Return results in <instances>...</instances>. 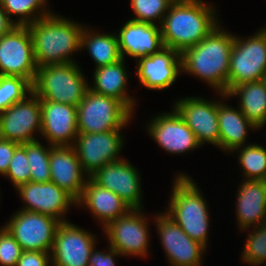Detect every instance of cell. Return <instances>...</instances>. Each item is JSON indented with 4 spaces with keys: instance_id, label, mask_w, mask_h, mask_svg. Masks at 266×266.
I'll return each mask as SVG.
<instances>
[{
    "instance_id": "obj_1",
    "label": "cell",
    "mask_w": 266,
    "mask_h": 266,
    "mask_svg": "<svg viewBox=\"0 0 266 266\" xmlns=\"http://www.w3.org/2000/svg\"><path fill=\"white\" fill-rule=\"evenodd\" d=\"M235 36L214 28L198 44L181 53V69L194 74L226 97L231 49Z\"/></svg>"
},
{
    "instance_id": "obj_2",
    "label": "cell",
    "mask_w": 266,
    "mask_h": 266,
    "mask_svg": "<svg viewBox=\"0 0 266 266\" xmlns=\"http://www.w3.org/2000/svg\"><path fill=\"white\" fill-rule=\"evenodd\" d=\"M202 0H174L164 16L161 34L164 46L180 54L198 44L217 25L215 11Z\"/></svg>"
},
{
    "instance_id": "obj_3",
    "label": "cell",
    "mask_w": 266,
    "mask_h": 266,
    "mask_svg": "<svg viewBox=\"0 0 266 266\" xmlns=\"http://www.w3.org/2000/svg\"><path fill=\"white\" fill-rule=\"evenodd\" d=\"M28 28L37 67L74 62L69 56L81 48L82 25L50 14Z\"/></svg>"
},
{
    "instance_id": "obj_4",
    "label": "cell",
    "mask_w": 266,
    "mask_h": 266,
    "mask_svg": "<svg viewBox=\"0 0 266 266\" xmlns=\"http://www.w3.org/2000/svg\"><path fill=\"white\" fill-rule=\"evenodd\" d=\"M170 206L166 214L194 241L206 247L209 215L207 203L196 184L186 175L175 179Z\"/></svg>"
},
{
    "instance_id": "obj_5",
    "label": "cell",
    "mask_w": 266,
    "mask_h": 266,
    "mask_svg": "<svg viewBox=\"0 0 266 266\" xmlns=\"http://www.w3.org/2000/svg\"><path fill=\"white\" fill-rule=\"evenodd\" d=\"M83 74L74 62L38 67L32 84L40 100L78 106L89 89Z\"/></svg>"
},
{
    "instance_id": "obj_6",
    "label": "cell",
    "mask_w": 266,
    "mask_h": 266,
    "mask_svg": "<svg viewBox=\"0 0 266 266\" xmlns=\"http://www.w3.org/2000/svg\"><path fill=\"white\" fill-rule=\"evenodd\" d=\"M132 112L118 99L97 94L90 89L77 106L78 133L121 130Z\"/></svg>"
},
{
    "instance_id": "obj_7",
    "label": "cell",
    "mask_w": 266,
    "mask_h": 266,
    "mask_svg": "<svg viewBox=\"0 0 266 266\" xmlns=\"http://www.w3.org/2000/svg\"><path fill=\"white\" fill-rule=\"evenodd\" d=\"M266 72V33L262 29L248 40L235 36L231 49L227 92L235 85L262 80Z\"/></svg>"
},
{
    "instance_id": "obj_8",
    "label": "cell",
    "mask_w": 266,
    "mask_h": 266,
    "mask_svg": "<svg viewBox=\"0 0 266 266\" xmlns=\"http://www.w3.org/2000/svg\"><path fill=\"white\" fill-rule=\"evenodd\" d=\"M37 69L29 28L15 25L0 37V75L20 76L33 84Z\"/></svg>"
},
{
    "instance_id": "obj_9",
    "label": "cell",
    "mask_w": 266,
    "mask_h": 266,
    "mask_svg": "<svg viewBox=\"0 0 266 266\" xmlns=\"http://www.w3.org/2000/svg\"><path fill=\"white\" fill-rule=\"evenodd\" d=\"M60 223L49 215L21 210L11 217L5 228L23 251L51 252L55 232Z\"/></svg>"
},
{
    "instance_id": "obj_10",
    "label": "cell",
    "mask_w": 266,
    "mask_h": 266,
    "mask_svg": "<svg viewBox=\"0 0 266 266\" xmlns=\"http://www.w3.org/2000/svg\"><path fill=\"white\" fill-rule=\"evenodd\" d=\"M120 130L100 133H78L73 148L81 164L82 170L89 177L104 165L117 162L118 153L123 145Z\"/></svg>"
},
{
    "instance_id": "obj_11",
    "label": "cell",
    "mask_w": 266,
    "mask_h": 266,
    "mask_svg": "<svg viewBox=\"0 0 266 266\" xmlns=\"http://www.w3.org/2000/svg\"><path fill=\"white\" fill-rule=\"evenodd\" d=\"M30 95L0 113V138L18 144L38 141L33 132H41V100L33 91Z\"/></svg>"
},
{
    "instance_id": "obj_12",
    "label": "cell",
    "mask_w": 266,
    "mask_h": 266,
    "mask_svg": "<svg viewBox=\"0 0 266 266\" xmlns=\"http://www.w3.org/2000/svg\"><path fill=\"white\" fill-rule=\"evenodd\" d=\"M140 209H131L125 215L108 223L104 230L109 236L110 247L121 255H146L148 230L146 218Z\"/></svg>"
},
{
    "instance_id": "obj_13",
    "label": "cell",
    "mask_w": 266,
    "mask_h": 266,
    "mask_svg": "<svg viewBox=\"0 0 266 266\" xmlns=\"http://www.w3.org/2000/svg\"><path fill=\"white\" fill-rule=\"evenodd\" d=\"M95 236L65 221L55 232L51 249L54 266H88Z\"/></svg>"
},
{
    "instance_id": "obj_14",
    "label": "cell",
    "mask_w": 266,
    "mask_h": 266,
    "mask_svg": "<svg viewBox=\"0 0 266 266\" xmlns=\"http://www.w3.org/2000/svg\"><path fill=\"white\" fill-rule=\"evenodd\" d=\"M156 222L163 248L172 266H201L202 252L206 247L192 240L166 213L159 214Z\"/></svg>"
},
{
    "instance_id": "obj_15",
    "label": "cell",
    "mask_w": 266,
    "mask_h": 266,
    "mask_svg": "<svg viewBox=\"0 0 266 266\" xmlns=\"http://www.w3.org/2000/svg\"><path fill=\"white\" fill-rule=\"evenodd\" d=\"M16 190L27 204L22 210L49 215L60 222H65L62 215L66 213L68 207L71 204H77L70 194L51 181L28 182L20 185Z\"/></svg>"
},
{
    "instance_id": "obj_16",
    "label": "cell",
    "mask_w": 266,
    "mask_h": 266,
    "mask_svg": "<svg viewBox=\"0 0 266 266\" xmlns=\"http://www.w3.org/2000/svg\"><path fill=\"white\" fill-rule=\"evenodd\" d=\"M193 131L200 145L209 142L219 147L218 103L201 98H185L174 106Z\"/></svg>"
},
{
    "instance_id": "obj_17",
    "label": "cell",
    "mask_w": 266,
    "mask_h": 266,
    "mask_svg": "<svg viewBox=\"0 0 266 266\" xmlns=\"http://www.w3.org/2000/svg\"><path fill=\"white\" fill-rule=\"evenodd\" d=\"M90 178L122 198L132 209H140L141 185L136 168L126 160L104 165Z\"/></svg>"
},
{
    "instance_id": "obj_18",
    "label": "cell",
    "mask_w": 266,
    "mask_h": 266,
    "mask_svg": "<svg viewBox=\"0 0 266 266\" xmlns=\"http://www.w3.org/2000/svg\"><path fill=\"white\" fill-rule=\"evenodd\" d=\"M41 133L51 146H72L78 135L77 107L41 100Z\"/></svg>"
},
{
    "instance_id": "obj_19",
    "label": "cell",
    "mask_w": 266,
    "mask_h": 266,
    "mask_svg": "<svg viewBox=\"0 0 266 266\" xmlns=\"http://www.w3.org/2000/svg\"><path fill=\"white\" fill-rule=\"evenodd\" d=\"M153 120L149 132L165 151L180 154L200 146L193 131L175 109Z\"/></svg>"
},
{
    "instance_id": "obj_20",
    "label": "cell",
    "mask_w": 266,
    "mask_h": 266,
    "mask_svg": "<svg viewBox=\"0 0 266 266\" xmlns=\"http://www.w3.org/2000/svg\"><path fill=\"white\" fill-rule=\"evenodd\" d=\"M137 75L140 83L148 89L163 90L171 86L181 68V54L164 47L156 54L138 59Z\"/></svg>"
},
{
    "instance_id": "obj_21",
    "label": "cell",
    "mask_w": 266,
    "mask_h": 266,
    "mask_svg": "<svg viewBox=\"0 0 266 266\" xmlns=\"http://www.w3.org/2000/svg\"><path fill=\"white\" fill-rule=\"evenodd\" d=\"M50 147V181L65 190L76 201L81 197L84 181L83 170L73 146Z\"/></svg>"
},
{
    "instance_id": "obj_22",
    "label": "cell",
    "mask_w": 266,
    "mask_h": 266,
    "mask_svg": "<svg viewBox=\"0 0 266 266\" xmlns=\"http://www.w3.org/2000/svg\"><path fill=\"white\" fill-rule=\"evenodd\" d=\"M120 55L137 59L156 54L165 46L162 39L161 28L156 24L129 20L121 28L117 36Z\"/></svg>"
},
{
    "instance_id": "obj_23",
    "label": "cell",
    "mask_w": 266,
    "mask_h": 266,
    "mask_svg": "<svg viewBox=\"0 0 266 266\" xmlns=\"http://www.w3.org/2000/svg\"><path fill=\"white\" fill-rule=\"evenodd\" d=\"M76 203L85 204L93 215L101 220L104 227L132 209L122 198L99 186L90 177L86 180L81 197Z\"/></svg>"
},
{
    "instance_id": "obj_24",
    "label": "cell",
    "mask_w": 266,
    "mask_h": 266,
    "mask_svg": "<svg viewBox=\"0 0 266 266\" xmlns=\"http://www.w3.org/2000/svg\"><path fill=\"white\" fill-rule=\"evenodd\" d=\"M237 196V216L241 229L266 222V181H244Z\"/></svg>"
},
{
    "instance_id": "obj_25",
    "label": "cell",
    "mask_w": 266,
    "mask_h": 266,
    "mask_svg": "<svg viewBox=\"0 0 266 266\" xmlns=\"http://www.w3.org/2000/svg\"><path fill=\"white\" fill-rule=\"evenodd\" d=\"M219 147L228 152L244 145L247 129H257L241 110L218 103Z\"/></svg>"
},
{
    "instance_id": "obj_26",
    "label": "cell",
    "mask_w": 266,
    "mask_h": 266,
    "mask_svg": "<svg viewBox=\"0 0 266 266\" xmlns=\"http://www.w3.org/2000/svg\"><path fill=\"white\" fill-rule=\"evenodd\" d=\"M123 61L122 58L116 63L96 68L94 71V86H89V89L97 94L118 99L132 112L134 100L125 91L128 79Z\"/></svg>"
},
{
    "instance_id": "obj_27",
    "label": "cell",
    "mask_w": 266,
    "mask_h": 266,
    "mask_svg": "<svg viewBox=\"0 0 266 266\" xmlns=\"http://www.w3.org/2000/svg\"><path fill=\"white\" fill-rule=\"evenodd\" d=\"M240 96L239 109L257 128L266 122V86L263 80L233 86L227 97Z\"/></svg>"
},
{
    "instance_id": "obj_28",
    "label": "cell",
    "mask_w": 266,
    "mask_h": 266,
    "mask_svg": "<svg viewBox=\"0 0 266 266\" xmlns=\"http://www.w3.org/2000/svg\"><path fill=\"white\" fill-rule=\"evenodd\" d=\"M84 28L81 35V48L87 47L92 58L96 62V68L116 63L122 57L119 51L117 35L92 34Z\"/></svg>"
},
{
    "instance_id": "obj_29",
    "label": "cell",
    "mask_w": 266,
    "mask_h": 266,
    "mask_svg": "<svg viewBox=\"0 0 266 266\" xmlns=\"http://www.w3.org/2000/svg\"><path fill=\"white\" fill-rule=\"evenodd\" d=\"M26 156L30 166V182H50V148L45 149L39 141L26 143Z\"/></svg>"
},
{
    "instance_id": "obj_30",
    "label": "cell",
    "mask_w": 266,
    "mask_h": 266,
    "mask_svg": "<svg viewBox=\"0 0 266 266\" xmlns=\"http://www.w3.org/2000/svg\"><path fill=\"white\" fill-rule=\"evenodd\" d=\"M239 162L247 180L266 181V149L257 144L242 148Z\"/></svg>"
},
{
    "instance_id": "obj_31",
    "label": "cell",
    "mask_w": 266,
    "mask_h": 266,
    "mask_svg": "<svg viewBox=\"0 0 266 266\" xmlns=\"http://www.w3.org/2000/svg\"><path fill=\"white\" fill-rule=\"evenodd\" d=\"M26 92H32V84L27 79L0 75V113L14 103L22 101L26 97Z\"/></svg>"
},
{
    "instance_id": "obj_32",
    "label": "cell",
    "mask_w": 266,
    "mask_h": 266,
    "mask_svg": "<svg viewBox=\"0 0 266 266\" xmlns=\"http://www.w3.org/2000/svg\"><path fill=\"white\" fill-rule=\"evenodd\" d=\"M3 9L6 11V14L8 17H10V14H18L21 18L18 20V22H15V25H21V26H28L29 24H32L34 21L39 20L40 18L46 17L50 15L51 13L46 12V9L44 7L46 0H0ZM40 7L44 10L42 12L39 11V17L38 15L34 17L35 11L40 9ZM31 15L33 17H31ZM33 18V19H32Z\"/></svg>"
},
{
    "instance_id": "obj_33",
    "label": "cell",
    "mask_w": 266,
    "mask_h": 266,
    "mask_svg": "<svg viewBox=\"0 0 266 266\" xmlns=\"http://www.w3.org/2000/svg\"><path fill=\"white\" fill-rule=\"evenodd\" d=\"M174 0H131V7L136 15L133 21L155 24L154 19L161 18L162 24L165 12ZM164 13V14H163Z\"/></svg>"
},
{
    "instance_id": "obj_34",
    "label": "cell",
    "mask_w": 266,
    "mask_h": 266,
    "mask_svg": "<svg viewBox=\"0 0 266 266\" xmlns=\"http://www.w3.org/2000/svg\"><path fill=\"white\" fill-rule=\"evenodd\" d=\"M258 228V229H257ZM255 227V232L249 238L243 251V261L252 265L266 262V222Z\"/></svg>"
},
{
    "instance_id": "obj_35",
    "label": "cell",
    "mask_w": 266,
    "mask_h": 266,
    "mask_svg": "<svg viewBox=\"0 0 266 266\" xmlns=\"http://www.w3.org/2000/svg\"><path fill=\"white\" fill-rule=\"evenodd\" d=\"M30 166L26 156V143L20 144L13 154L6 176L11 179L16 189L30 182Z\"/></svg>"
},
{
    "instance_id": "obj_36",
    "label": "cell",
    "mask_w": 266,
    "mask_h": 266,
    "mask_svg": "<svg viewBox=\"0 0 266 266\" xmlns=\"http://www.w3.org/2000/svg\"><path fill=\"white\" fill-rule=\"evenodd\" d=\"M23 252L22 247L3 227L0 229V265L2 266H16L18 259Z\"/></svg>"
},
{
    "instance_id": "obj_37",
    "label": "cell",
    "mask_w": 266,
    "mask_h": 266,
    "mask_svg": "<svg viewBox=\"0 0 266 266\" xmlns=\"http://www.w3.org/2000/svg\"><path fill=\"white\" fill-rule=\"evenodd\" d=\"M50 252L44 251H23L16 266H49Z\"/></svg>"
},
{
    "instance_id": "obj_38",
    "label": "cell",
    "mask_w": 266,
    "mask_h": 266,
    "mask_svg": "<svg viewBox=\"0 0 266 266\" xmlns=\"http://www.w3.org/2000/svg\"><path fill=\"white\" fill-rule=\"evenodd\" d=\"M20 144L0 138V174L6 175L10 161L13 157L15 149Z\"/></svg>"
},
{
    "instance_id": "obj_39",
    "label": "cell",
    "mask_w": 266,
    "mask_h": 266,
    "mask_svg": "<svg viewBox=\"0 0 266 266\" xmlns=\"http://www.w3.org/2000/svg\"><path fill=\"white\" fill-rule=\"evenodd\" d=\"M109 253L95 251L94 247L89 258L88 266H114V255H121L116 249L109 246ZM113 256V257H112Z\"/></svg>"
},
{
    "instance_id": "obj_40",
    "label": "cell",
    "mask_w": 266,
    "mask_h": 266,
    "mask_svg": "<svg viewBox=\"0 0 266 266\" xmlns=\"http://www.w3.org/2000/svg\"><path fill=\"white\" fill-rule=\"evenodd\" d=\"M15 23L8 17L0 1V37L9 32Z\"/></svg>"
},
{
    "instance_id": "obj_41",
    "label": "cell",
    "mask_w": 266,
    "mask_h": 266,
    "mask_svg": "<svg viewBox=\"0 0 266 266\" xmlns=\"http://www.w3.org/2000/svg\"><path fill=\"white\" fill-rule=\"evenodd\" d=\"M265 83V86H266V72H265V75L263 76V79H262Z\"/></svg>"
}]
</instances>
